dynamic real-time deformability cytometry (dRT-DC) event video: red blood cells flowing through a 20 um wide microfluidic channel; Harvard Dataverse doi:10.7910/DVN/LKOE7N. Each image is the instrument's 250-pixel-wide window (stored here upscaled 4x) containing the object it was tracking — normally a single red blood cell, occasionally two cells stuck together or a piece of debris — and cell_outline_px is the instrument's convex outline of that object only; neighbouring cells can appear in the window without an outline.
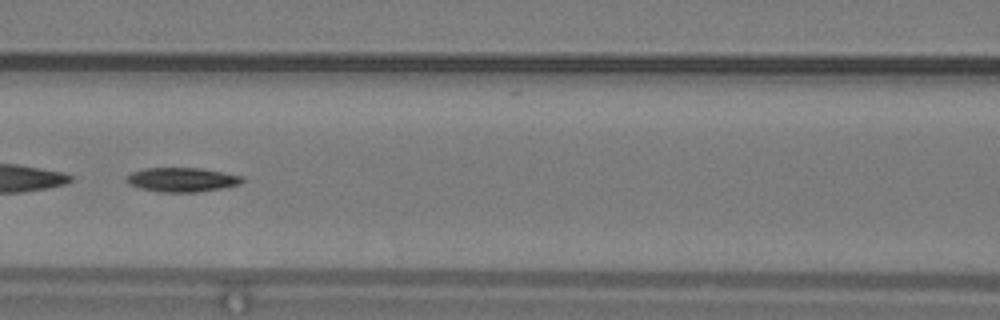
{"species": "common noctule bat (a hibernating species)", "species_latin": "Nyctalus noctula", "temperature_condition": "warm", "stored_images_in_passage": 45, "segment_of_instrument_passage": [2, 2], "camera_frame_rate_fps": 3000, "um_per_image_px": 0.085, "animal": {"sex": "male", "body_mass_g": 19.2, "forearm_length_mm": 51.8}, "frame": {"image": 1, "passage_image": 19, "time_ms": 6.0, "image_size_px": [1000, 320], "cell_outline_px": [[244, 180], [240, 184], [220, 188], [196, 192], [156, 192], [140, 188], [128, 184], [124, 180], [132, 172], [144, 168], [200, 168], [224, 172], [244, 176]], "centroid_in_image_um": [15.45, 15.27], "position_along_channel_um": 151.1, "area_um2": 16.42}}